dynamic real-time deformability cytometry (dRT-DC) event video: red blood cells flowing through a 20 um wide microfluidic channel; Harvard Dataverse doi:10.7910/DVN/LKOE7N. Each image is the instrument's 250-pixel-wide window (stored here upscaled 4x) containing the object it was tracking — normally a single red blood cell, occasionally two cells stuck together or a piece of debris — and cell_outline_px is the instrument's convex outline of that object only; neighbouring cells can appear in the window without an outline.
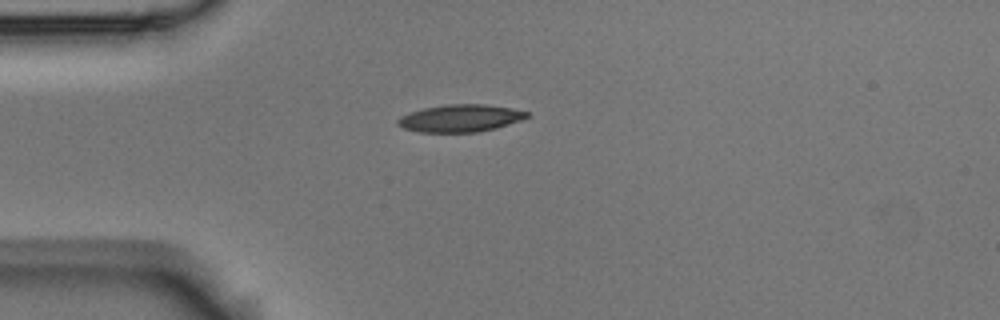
{"species": "Egyptian fruit bat (a non-hibernating species)", "species_latin": "Rousettus aegyptiacus", "temperature_condition": "room temperature", "stored_images_in_passage": 3, "camera_frame_rate_fps": 3000, "um_per_image_px": 0.085, "animal": {"sex": "male"}, "frame": {"image": 1, "passage_image": 1, "time_ms": 0.0, "image_size_px": [1000, 320], "cell_outline_px": [[528, 116], [520, 120], [496, 128], [476, 132], [420, 132], [404, 128], [396, 124], [396, 120], [400, 116], [424, 108], [448, 104], [484, 104], [512, 108], [528, 112]], "centroid_in_image_um": [39.1, 10.05], "position_along_channel_um": 45.9, "area_um2": 20.4}}
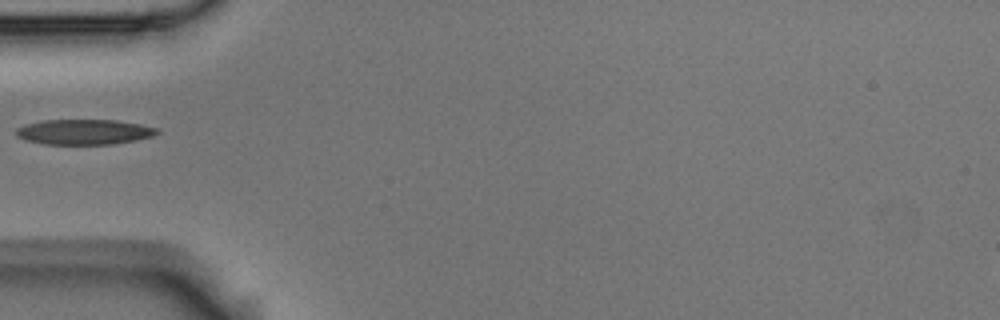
{"frame": {"image": 2, "passage_image": 2, "time_ms": 0.333, "image_size_px": [1000, 320], "cell_outline_px": [[160, 132], [152, 136], [136, 140], [112, 144], [44, 144], [24, 140], [16, 136], [16, 128], [24, 124], [40, 120], [116, 120], [140, 124], [160, 128]], "centroid_in_image_um": [7.13, 11.21], "position_along_channel_um": 77.9, "area_um2": 20.92}}
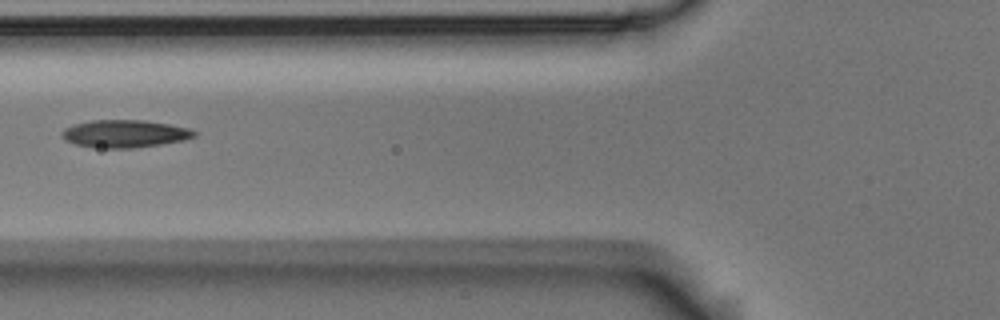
{"frame": {"image": 3, "passage_image": 3, "time_ms": 0.667, "image_size_px": [1000, 320], "cell_outline_px": [[196, 136], [184, 140], [136, 148], [92, 148], [76, 144], [64, 140], [60, 136], [60, 132], [64, 128], [76, 124], [92, 120], [144, 120], [168, 124], [188, 128], [196, 132]], "centroid_in_image_um": [10.56, 11.37], "position_along_channel_um": 115.2, "area_um2": 21.39}}